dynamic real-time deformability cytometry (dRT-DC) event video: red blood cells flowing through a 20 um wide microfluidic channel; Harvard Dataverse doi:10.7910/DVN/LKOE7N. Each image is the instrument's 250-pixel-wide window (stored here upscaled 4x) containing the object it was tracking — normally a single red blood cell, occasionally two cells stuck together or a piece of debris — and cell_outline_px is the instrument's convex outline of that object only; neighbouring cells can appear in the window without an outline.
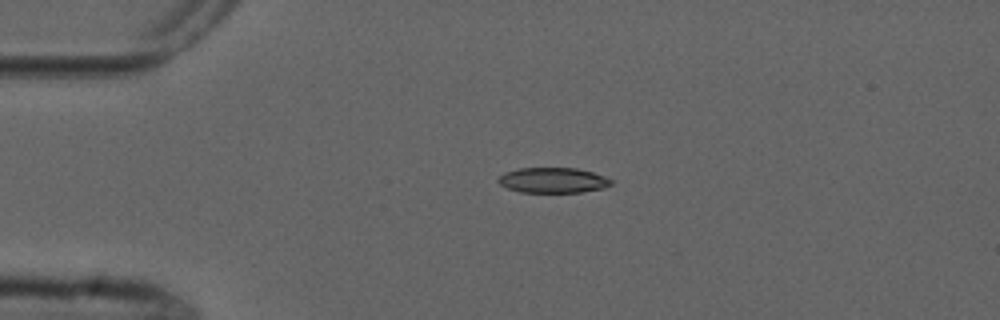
{"species": "common noctule bat (a hibernating species)", "species_latin": "Nyctalus noctula", "temperature_condition": "cold", "stored_images_in_passage": 3, "camera_frame_rate_fps": 3000, "um_per_image_px": 0.085, "animal": {"sex": "male", "forearm_length_mm": 52.5}, "frame": {"image": 1, "passage_image": 3, "time_ms": 5.0, "image_size_px": [1000, 320], "cell_outline_px": [[612, 184], [604, 188], [580, 192], [520, 192], [508, 188], [500, 184], [496, 180], [504, 172], [516, 168], [576, 168], [592, 172], [604, 176], [612, 180]], "centroid_in_image_um": [46.98, 15.31], "position_along_channel_um": 38.0, "area_um2": 16.65}}